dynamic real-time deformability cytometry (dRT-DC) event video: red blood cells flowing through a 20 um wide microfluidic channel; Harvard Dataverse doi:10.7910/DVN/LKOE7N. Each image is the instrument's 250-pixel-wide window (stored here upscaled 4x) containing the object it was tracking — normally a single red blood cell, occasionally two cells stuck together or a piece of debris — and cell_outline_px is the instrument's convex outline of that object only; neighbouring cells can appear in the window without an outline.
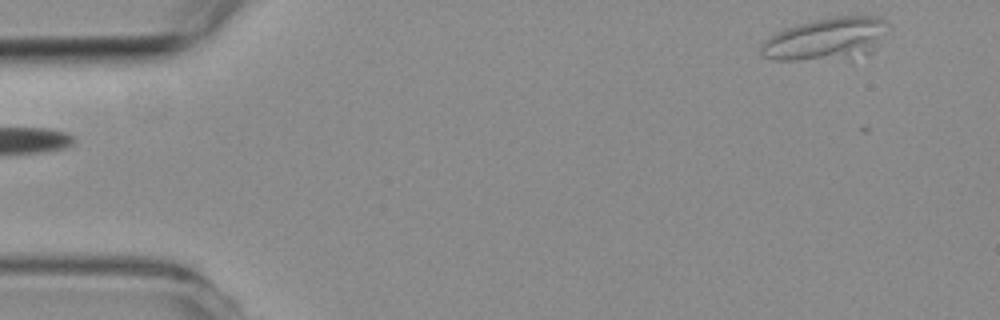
{"species": "common noctule bat (a hibernating species)", "species_latin": "Nyctalus noctula", "temperature_condition": "room temperature", "stored_images_in_passage": 2, "segment_of_instrument_passage": [2, 2], "camera_frame_rate_fps": 3000, "um_per_image_px": 0.085, "animal": {"sex": "female", "body_mass_g": 19.3, "forearm_length_mm": 54.1}, "frame": {"image": 1, "passage_image": 2, "time_ms": 1.333, "image_size_px": [1000, 320], "cell_outline_px": [[888, 24], [872, 52], [852, 60], [772, 60], [764, 56], [760, 52], [760, 44], [768, 36], [784, 28], [816, 20], [836, 16], [880, 16], [888, 20]], "centroid_in_image_um": [70.21, 3.34], "position_along_channel_um": 14.8, "area_um2": 31.79}}